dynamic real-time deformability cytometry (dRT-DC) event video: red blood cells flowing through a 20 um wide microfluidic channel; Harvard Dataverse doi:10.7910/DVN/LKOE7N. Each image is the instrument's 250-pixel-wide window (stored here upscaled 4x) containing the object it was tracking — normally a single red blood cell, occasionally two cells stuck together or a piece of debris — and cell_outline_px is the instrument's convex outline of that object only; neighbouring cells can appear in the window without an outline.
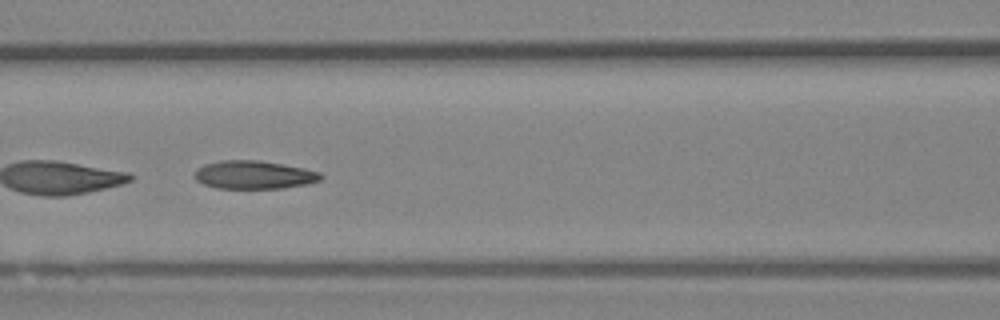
{"species": "Egyptian fruit bat (a non-hibernating species)", "species_latin": "Rousettus aegyptiacus", "temperature_condition": "room temperature", "stored_images_in_passage": 49, "camera_frame_rate_fps": 3000, "um_per_image_px": 0.085, "animal": {"sex": "female"}, "frame": {"image": 1, "passage_image": 22, "time_ms": 7.0, "image_size_px": [1000, 320], "cell_outline_px": [[324, 176], [320, 180], [308, 184], [284, 188], [216, 188], [204, 184], [196, 180], [192, 176], [196, 168], [204, 164], [220, 160], [260, 160], [304, 168], [320, 172]], "centroid_in_image_um": [21.56, 14.85], "position_along_channel_um": 145.0, "area_um2": 20.98}}
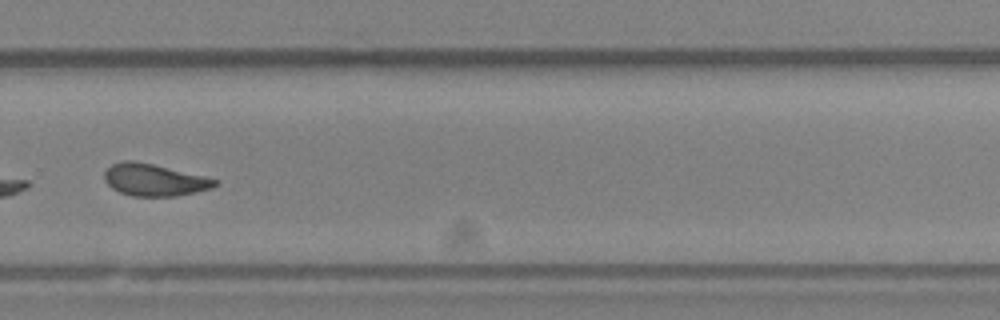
{"frame": {"image": 2, "passage_image": 35, "time_ms": 11.333, "image_size_px": [1000, 320], "cell_outline_px": [[220, 184], [212, 188], [196, 192], [176, 196], [132, 196], [120, 192], [112, 188], [104, 180], [104, 172], [112, 164], [120, 160], [132, 160], [152, 164], [204, 176], [220, 180]], "centroid_in_image_um": [13.12, 15.29], "position_along_channel_um": 316.7, "area_um2": 20.69}, "authors_computed_cell_mechanics": {"area_um2": 21.6172, "velocity_mm_per_s": 3.9763, "shape_relaxation_time_tau1_ms": 4.8997, "shape_relaxation_time_tau2_ms": 2.8492, "deformation_change_tau1": 0.1243, "deformation_change_tau2": 0.1015}}